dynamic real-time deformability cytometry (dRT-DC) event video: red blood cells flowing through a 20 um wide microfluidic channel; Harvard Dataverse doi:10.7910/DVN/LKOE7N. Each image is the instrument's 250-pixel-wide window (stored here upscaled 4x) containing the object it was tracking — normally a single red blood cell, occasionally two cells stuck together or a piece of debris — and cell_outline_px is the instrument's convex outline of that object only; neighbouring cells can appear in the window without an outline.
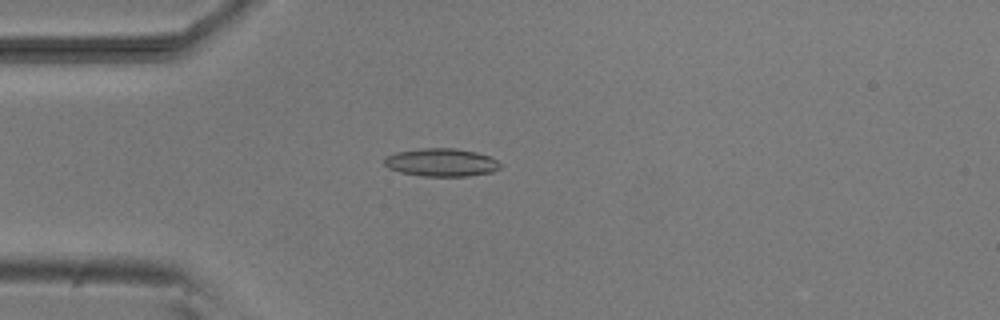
{"species": "common noctule bat (a hibernating species)", "species_latin": "Nyctalus noctula", "temperature_condition": "room temperature", "stored_images_in_passage": 4, "camera_frame_rate_fps": 3000, "um_per_image_px": 0.085, "animal": {"sex": "male", "body_mass_g": 20.5, "forearm_length_mm": 52.5}, "frame": {"image": 1, "passage_image": 4, "time_ms": 3.667, "image_size_px": [1000, 320], "cell_outline_px": [[504, 164], [500, 168], [492, 172], [468, 176], [420, 176], [400, 172], [388, 168], [384, 164], [384, 156], [396, 152], [420, 148], [456, 148], [476, 152], [492, 156]], "centroid_in_image_um": [37.54, 13.8], "position_along_channel_um": 47.5, "area_um2": 19.31}}